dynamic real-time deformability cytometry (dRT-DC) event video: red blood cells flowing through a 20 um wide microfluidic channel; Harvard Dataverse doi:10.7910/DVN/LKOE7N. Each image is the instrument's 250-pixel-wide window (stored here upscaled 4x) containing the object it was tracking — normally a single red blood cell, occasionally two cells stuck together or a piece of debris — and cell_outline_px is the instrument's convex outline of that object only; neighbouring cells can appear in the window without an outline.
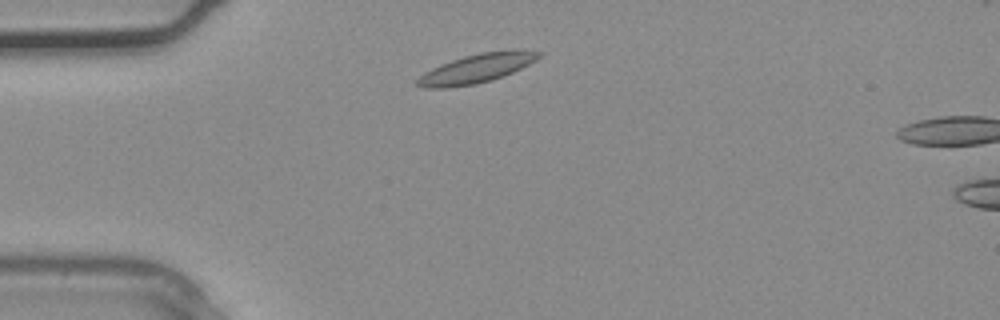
{"species": "common noctule bat (a hibernating species)", "species_latin": "Nyctalus noctula", "temperature_condition": "warm", "stored_images_in_passage": 2, "camera_frame_rate_fps": 3000, "um_per_image_px": 0.085, "animal": {"sex": "male", "body_mass_g": 20.4}, "frame": {"image": 1, "passage_image": 1, "time_ms": 0.0, "image_size_px": [1000, 320], "cell_outline_px": [[544, 52], [536, 60], [512, 72], [492, 80], [476, 84], [444, 88], [424, 88], [416, 84], [416, 80], [424, 72], [440, 64], [464, 56], [480, 52]], "centroid_in_image_um": [40.39, 5.86], "position_along_channel_um": 44.6, "area_um2": 19.77}}